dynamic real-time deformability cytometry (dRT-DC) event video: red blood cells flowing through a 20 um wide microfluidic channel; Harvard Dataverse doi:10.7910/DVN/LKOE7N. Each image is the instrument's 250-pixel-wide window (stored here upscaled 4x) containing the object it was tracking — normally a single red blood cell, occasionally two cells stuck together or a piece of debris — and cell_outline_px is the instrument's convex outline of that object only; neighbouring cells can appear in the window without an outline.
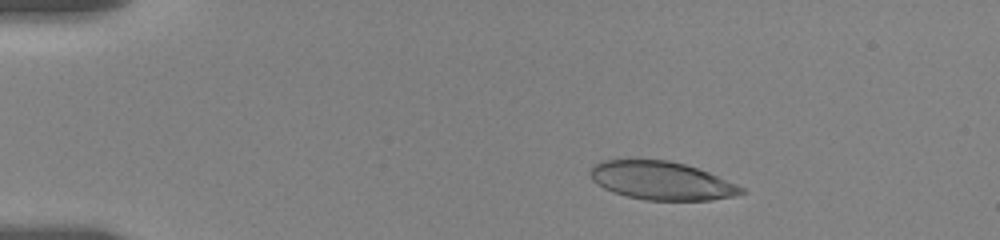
{"species": "human", "species_latin": "Homo sapiens", "temperature_condition": "room temperature", "stored_images_in_passage": 27, "camera_frame_rate_fps": 3000, "um_per_image_px": 0.085, "donor": {"sex": "female"}, "frame": {"image": 1, "passage_image": 14, "time_ms": 3.0, "image_size_px": [1000, 240], "cell_outline_px": [[748, 192], [732, 196], [712, 200], [648, 200], [628, 196], [612, 192], [596, 184], [592, 180], [592, 164], [600, 160], [668, 160], [684, 164], [708, 172], [736, 184], [744, 188]], "centroid_in_image_um": [56.22, 15.36], "position_along_channel_um": 28.8, "area_um2": 33.47}}